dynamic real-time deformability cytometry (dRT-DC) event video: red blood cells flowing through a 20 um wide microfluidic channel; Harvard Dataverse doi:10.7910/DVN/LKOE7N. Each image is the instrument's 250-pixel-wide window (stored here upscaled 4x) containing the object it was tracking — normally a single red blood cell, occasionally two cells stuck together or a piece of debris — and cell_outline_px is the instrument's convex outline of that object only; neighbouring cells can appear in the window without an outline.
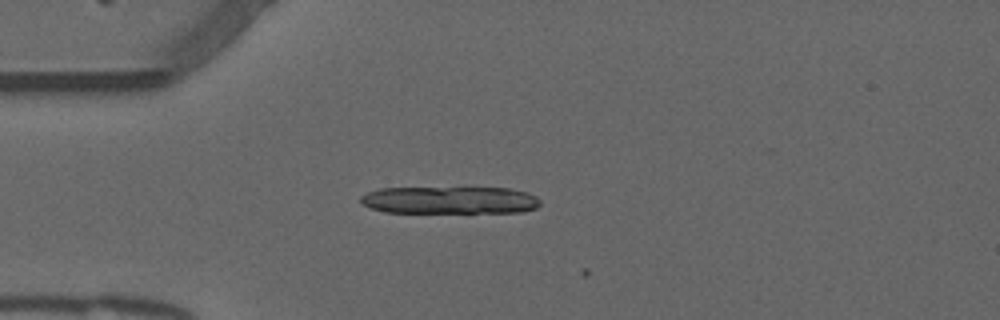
{"species": "common noctule bat (a hibernating species)", "species_latin": "Nyctalus noctula", "temperature_condition": "warm", "stored_images_in_passage": 2, "camera_frame_rate_fps": 3000, "um_per_image_px": 0.085, "animal": {"sex": "male", "forearm_length_mm": 52.5}, "frame": {"image": 1, "passage_image": 1, "time_ms": 0.0, "image_size_px": [1000, 320], "cell_outline_px": [[540, 204], [536, 208], [520, 212], [384, 212], [372, 208], [364, 204], [360, 200], [360, 196], [368, 192], [380, 188], [464, 184], [508, 188], [528, 192], [536, 196], [540, 200]], "centroid_in_image_um": [38.26, 16.94], "position_along_channel_um": 46.7, "area_um2": 30.4}}